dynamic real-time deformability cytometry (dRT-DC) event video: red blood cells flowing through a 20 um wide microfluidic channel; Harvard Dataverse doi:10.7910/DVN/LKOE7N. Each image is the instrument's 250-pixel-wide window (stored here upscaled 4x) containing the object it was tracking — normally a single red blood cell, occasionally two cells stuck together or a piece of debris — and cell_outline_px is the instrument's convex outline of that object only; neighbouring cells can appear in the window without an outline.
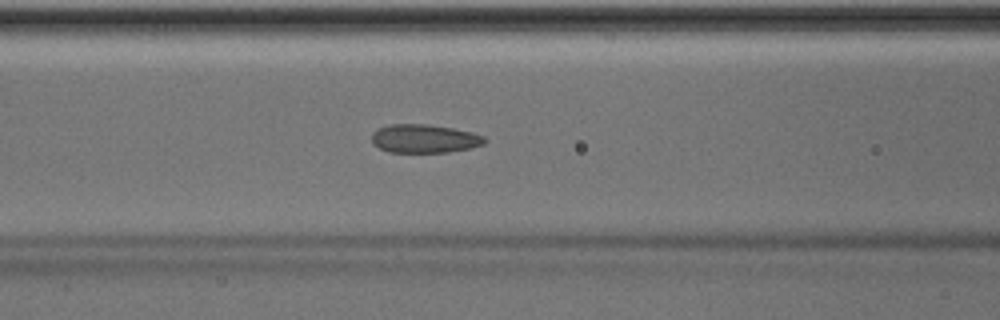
{"species": "Egyptian fruit bat (a non-hibernating species)", "species_latin": "Rousettus aegyptiacus", "temperature_condition": "room temperature", "stored_images_in_passage": 29, "camera_frame_rate_fps": 3000, "um_per_image_px": 0.085, "animal": {"sex": "male"}, "frame": {"image": 1, "passage_image": 13, "time_ms": 4.0, "image_size_px": [1000, 320], "cell_outline_px": [[488, 140], [484, 144], [472, 148], [448, 152], [388, 152], [372, 144], [372, 132], [388, 124], [428, 124], [452, 128], [472, 132], [484, 136]], "centroid_in_image_um": [36.09, 11.78], "position_along_channel_um": 130.5, "area_um2": 18.9}}